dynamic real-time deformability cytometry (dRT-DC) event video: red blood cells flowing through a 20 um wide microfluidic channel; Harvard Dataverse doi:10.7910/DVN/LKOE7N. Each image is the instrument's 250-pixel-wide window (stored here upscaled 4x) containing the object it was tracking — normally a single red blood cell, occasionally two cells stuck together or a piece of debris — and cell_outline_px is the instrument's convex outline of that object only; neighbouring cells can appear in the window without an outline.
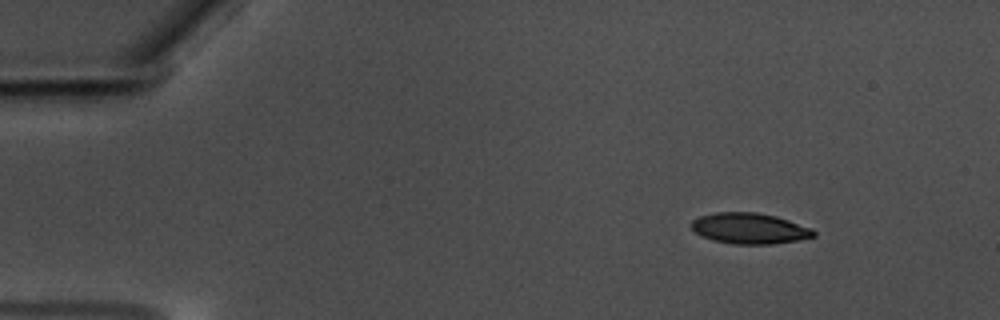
{"species": "common noctule bat (a hibernating species)", "species_latin": "Nyctalus noctula", "temperature_condition": "warm", "stored_images_in_passage": 52, "camera_frame_rate_fps": 3000, "um_per_image_px": 0.085, "animal": {"sex": "male", "body_mass_g": 17.5, "forearm_length_mm": 52.3}, "frame": {"image": 1, "passage_image": 1, "time_ms": 0.0, "image_size_px": [1000, 320], "cell_outline_px": [[816, 236], [796, 240], [772, 244], [732, 244], [712, 240], [696, 232], [692, 228], [692, 220], [700, 216], [716, 212], [756, 212], [776, 216], [812, 228], [816, 232]], "centroid_in_image_um": [63.73, 19.41], "position_along_channel_um": 21.3, "area_um2": 21.85}}
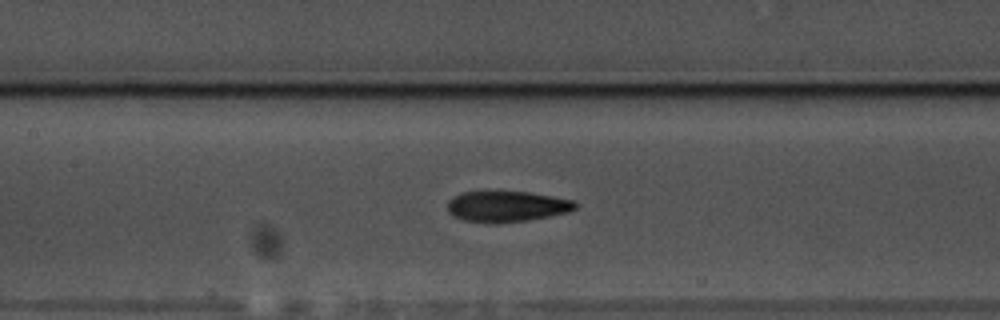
{"frame": {"image": 2, "passage_image": 21, "time_ms": 6.667, "image_size_px": [1000, 320], "cell_outline_px": [[576, 208], [568, 212], [528, 220], [496, 224], [484, 224], [464, 220], [452, 216], [448, 212], [448, 200], [452, 196], [464, 192], [528, 192], [552, 196], [572, 200], [576, 204]], "centroid_in_image_um": [43.02, 17.57], "position_along_channel_um": 164.4, "area_um2": 23.06}}
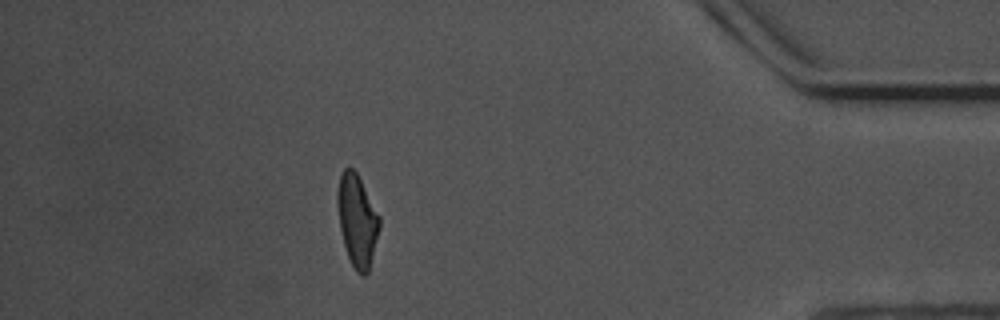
{"frame": {"image": 3, "passage_image": 45, "time_ms": 14.667, "image_size_px": [1000, 320], "cell_outline_px": [[380, 228], [368, 272], [364, 276], [360, 276], [356, 272], [348, 256], [344, 244], [340, 228], [336, 204], [336, 192], [340, 176], [344, 168], [352, 168], [356, 172], [380, 216]], "centroid_in_image_um": [30.35, 18.74], "position_along_channel_um": 404.9, "area_um2": 22.48}, "authors_computed_cell_mechanics": {"area_um2": 23.0333, "velocity_mm_per_s": 3.544, "shape_relaxation_time_tau1_ms": 4.3246, "shape_relaxation_time_tau2_ms": 2.0744, "deformation_change_tau1": 0.1629, "deformation_change_tau2": 0.0857}}